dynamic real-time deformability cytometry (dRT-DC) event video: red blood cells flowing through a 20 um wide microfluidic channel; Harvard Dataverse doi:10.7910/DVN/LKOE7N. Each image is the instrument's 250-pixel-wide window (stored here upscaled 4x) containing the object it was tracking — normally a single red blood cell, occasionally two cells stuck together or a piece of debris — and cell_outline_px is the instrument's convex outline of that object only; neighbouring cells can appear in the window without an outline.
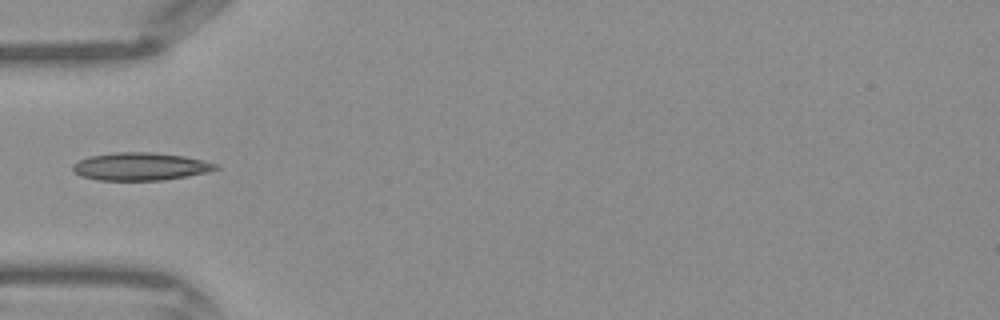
{"species": "Egyptian fruit bat (a non-hibernating species)", "species_latin": "Rousettus aegyptiacus", "temperature_condition": "warm", "stored_images_in_passage": 10, "camera_frame_rate_fps": 3000, "um_per_image_px": 0.085, "frame": {"image": 1, "passage_image": 1, "time_ms": 0.0, "image_size_px": [1000, 320], "cell_outline_px": [[220, 168], [208, 172], [188, 176], [164, 180], [100, 180], [80, 176], [72, 168], [72, 164], [88, 156], [116, 152], [152, 152], [184, 156], [220, 164]], "centroid_in_image_um": [11.97, 14.15], "position_along_channel_um": 73.0, "area_um2": 23.24}}
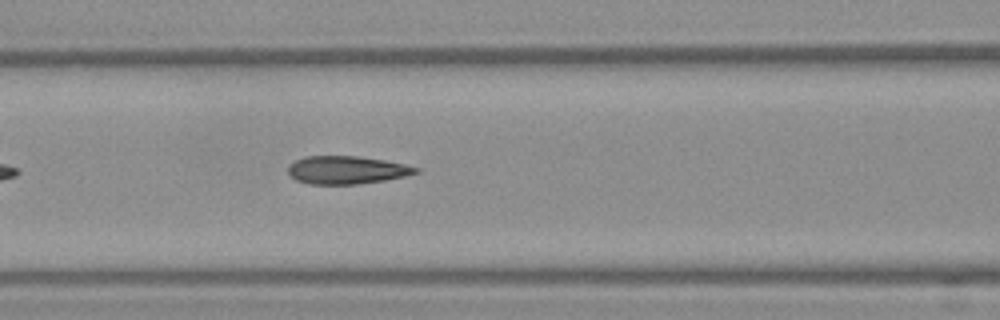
{"frame": {"image": 2, "passage_image": 5, "time_ms": 1.333, "image_size_px": [1000, 320], "cell_outline_px": [[420, 172], [404, 176], [384, 180], [356, 184], [308, 184], [296, 180], [288, 176], [288, 164], [304, 156], [356, 156], [384, 160], [404, 164], [420, 168]], "centroid_in_image_um": [29.42, 14.45], "position_along_channel_um": 137.2, "area_um2": 20.87}}
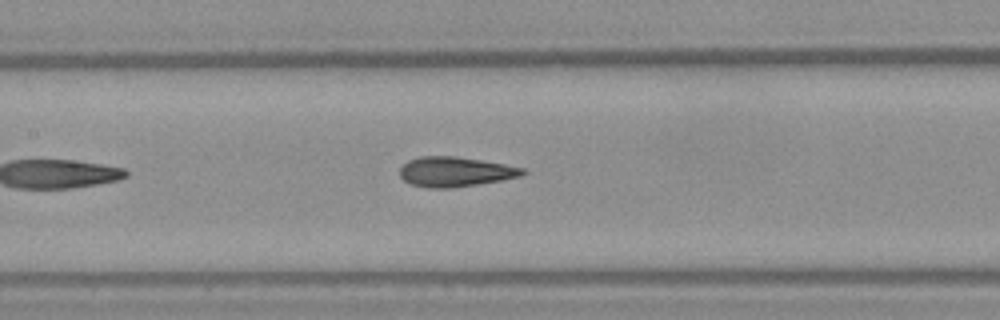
{"frame": {"image": 3, "passage_image": 7, "time_ms": 2.0, "image_size_px": [1000, 320], "cell_outline_px": [[528, 172], [520, 176], [500, 180], [452, 188], [428, 188], [412, 184], [404, 180], [400, 176], [400, 168], [408, 160], [420, 156], [456, 156], [504, 164], [524, 168]], "centroid_in_image_um": [38.68, 14.59], "position_along_channel_um": 168.7, "area_um2": 21.21}}